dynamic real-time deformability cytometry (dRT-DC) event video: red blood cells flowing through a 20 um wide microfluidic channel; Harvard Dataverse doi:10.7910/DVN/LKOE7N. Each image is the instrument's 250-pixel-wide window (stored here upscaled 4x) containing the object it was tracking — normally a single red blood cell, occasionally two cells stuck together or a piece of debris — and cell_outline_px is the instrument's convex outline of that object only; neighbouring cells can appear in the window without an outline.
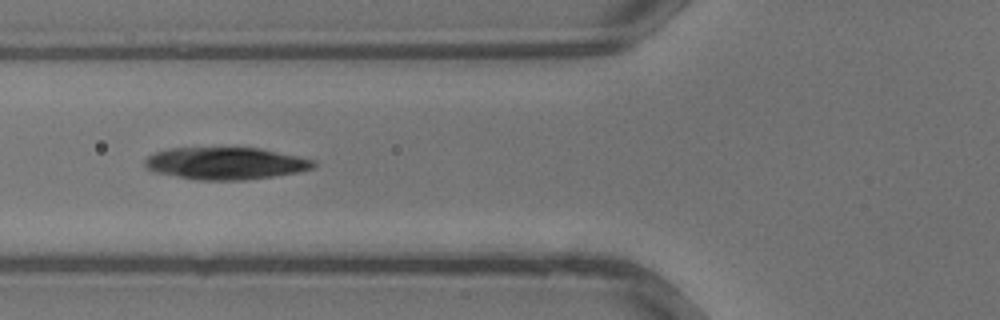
{"species": "common noctule bat (a hibernating species)", "species_latin": "Nyctalus noctula", "temperature_condition": "warm", "stored_images_in_passage": 23, "camera_frame_rate_fps": 3000, "um_per_image_px": 0.085, "animal": {"sex": "male", "body_mass_g": 13.3}, "frame": {"image": 1, "passage_image": 5, "time_ms": 1.333, "image_size_px": [1000, 320], "cell_outline_px": [[316, 164], [312, 168], [296, 172], [272, 176], [244, 180], [200, 180], [156, 172], [144, 168], [144, 160], [148, 156], [156, 152], [168, 148], [260, 148], [296, 156], [312, 160]], "centroid_in_image_um": [19.12, 13.88], "position_along_channel_um": 106.7, "area_um2": 31.21}}
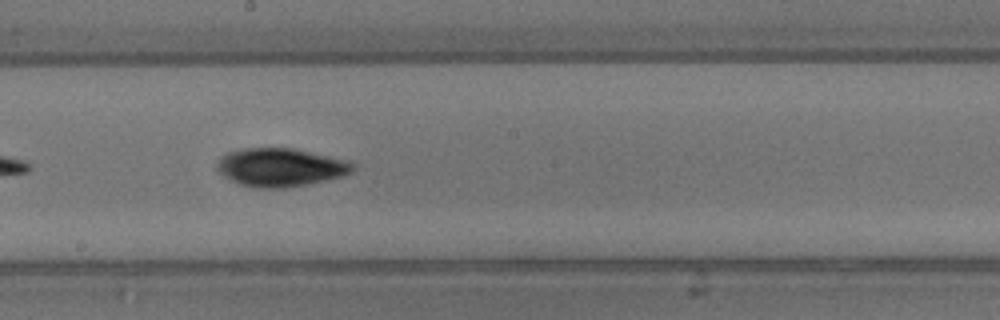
{"frame": {"image": 2, "passage_image": 11, "time_ms": 3.333, "image_size_px": [1000, 320], "cell_outline_px": [[356, 168], [352, 172], [344, 176], [308, 184], [284, 188], [256, 188], [240, 184], [224, 176], [216, 168], [216, 164], [220, 156], [228, 152], [244, 148], [292, 148], [328, 156], [344, 160], [356, 164]], "centroid_in_image_um": [23.84, 14.23], "position_along_channel_um": 224.4, "area_um2": 30.29}}
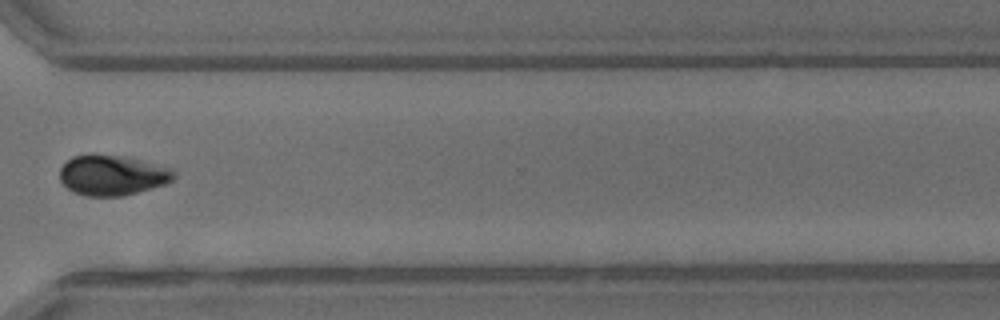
{"frame": {"image": 3, "passage_image": 18, "time_ms": 5.667, "image_size_px": [1000, 320], "cell_outline_px": [[176, 176], [172, 180], [164, 184], [124, 196], [84, 196], [72, 192], [60, 180], [60, 168], [72, 156], [92, 152], [124, 156], [140, 160], [168, 168], [176, 172]], "centroid_in_image_um": [9.49, 14.87], "position_along_channel_um": 361.1, "area_um2": 26.99}}